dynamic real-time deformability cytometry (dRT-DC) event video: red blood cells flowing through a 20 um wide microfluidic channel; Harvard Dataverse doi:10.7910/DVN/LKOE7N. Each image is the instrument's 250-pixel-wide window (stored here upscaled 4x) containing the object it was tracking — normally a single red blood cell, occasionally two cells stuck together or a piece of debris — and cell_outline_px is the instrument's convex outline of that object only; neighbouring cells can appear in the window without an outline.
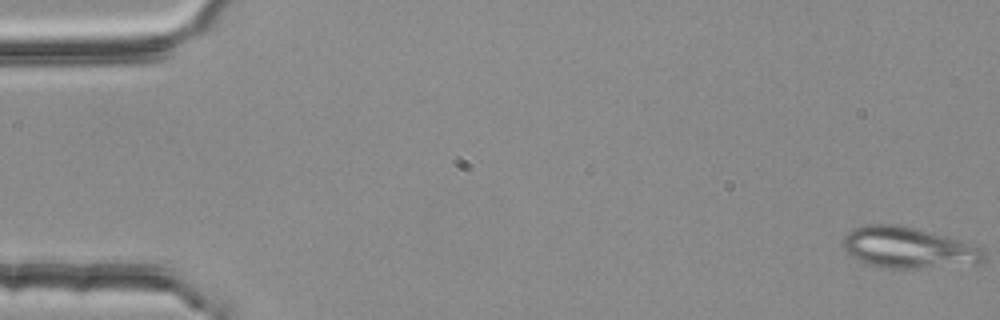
{"species": "common noctule bat (a hibernating species)", "species_latin": "Nyctalus noctula", "temperature_condition": "room temperature", "stored_images_in_passage": 54, "camera_frame_rate_fps": 3000, "um_per_image_px": 0.085, "animal": {"sex": "female", "body_mass_g": 25.1}, "frame": {"image": 1, "passage_image": 1, "time_ms": 0.0, "image_size_px": [1000, 320], "cell_outline_px": [[984, 260], [976, 264], [916, 268], [884, 268], [868, 264], [852, 256], [840, 248], [840, 244], [848, 232], [852, 228], [864, 224], [900, 224], [960, 240], [984, 248]], "centroid_in_image_um": [77.16, 21.04], "position_along_channel_um": 7.8, "area_um2": 33.93}}
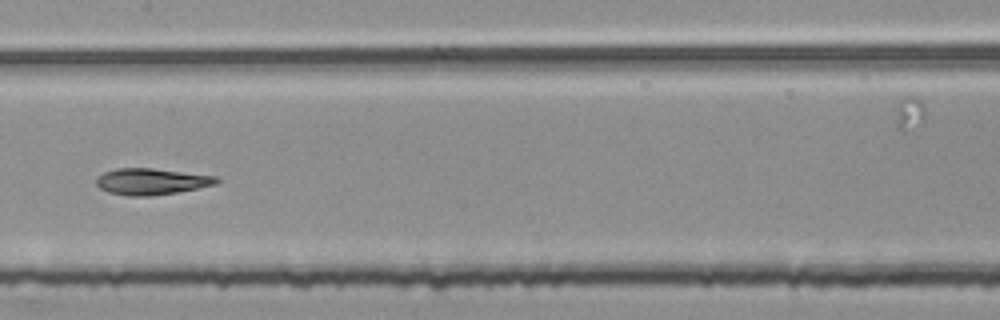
{"frame": {"image": 2, "passage_image": 28, "time_ms": 9.0, "image_size_px": [1000, 320], "cell_outline_px": [[220, 180], [216, 184], [176, 192], [148, 196], [128, 196], [108, 192], [100, 188], [96, 184], [96, 180], [104, 172], [116, 168], [152, 168], [216, 176]], "centroid_in_image_um": [12.85, 15.42], "position_along_channel_um": 194.5, "area_um2": 18.26}}
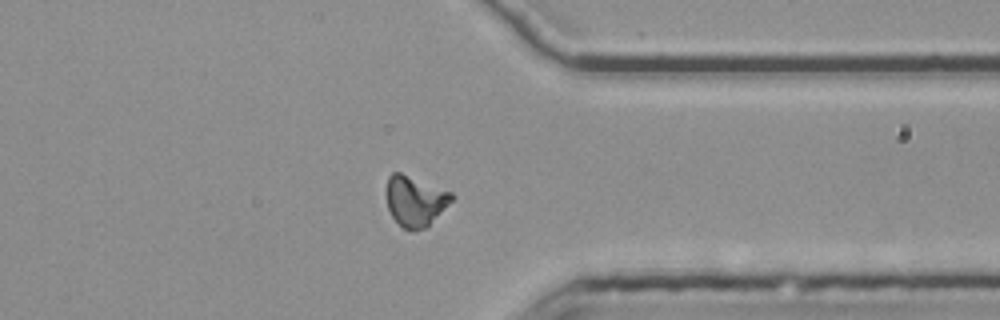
{"frame": {"image": 3, "passage_image": 43, "time_ms": 14.0, "image_size_px": [1000, 320], "cell_outline_px": [[456, 196], [428, 228], [416, 232], [412, 232], [404, 228], [392, 216], [388, 208], [384, 192], [388, 176], [392, 172], [400, 172], [452, 192]], "centroid_in_image_um": [35.28, 17.1], "position_along_channel_um": 376.1, "area_um2": 19.71}, "authors_computed_cell_mechanics": {"area_um2": 18.5249, "velocity_mm_per_s": 3.7508, "shape_relaxation_time_tau1_ms": null, "shape_relaxation_time_tau2_ms": 3.7372, "deformation_change_tau1": null, "deformation_change_tau2": 0.1192}}